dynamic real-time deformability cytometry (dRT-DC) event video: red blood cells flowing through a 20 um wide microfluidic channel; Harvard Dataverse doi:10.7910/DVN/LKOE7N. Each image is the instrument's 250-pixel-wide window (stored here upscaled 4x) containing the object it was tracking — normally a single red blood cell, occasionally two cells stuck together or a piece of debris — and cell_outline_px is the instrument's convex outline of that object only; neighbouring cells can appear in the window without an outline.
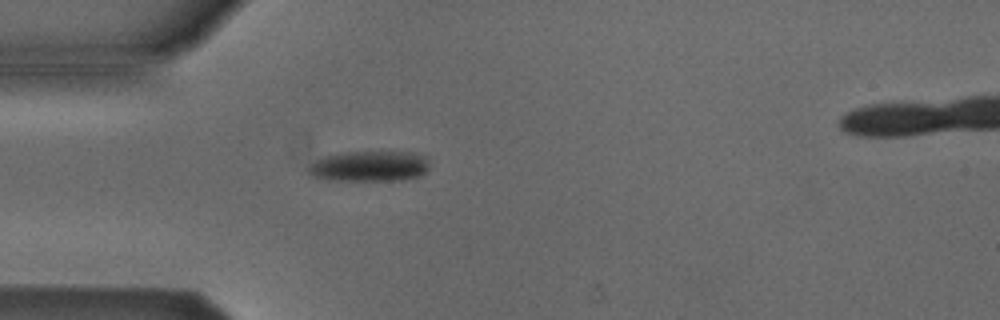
{"species": "Egyptian fruit bat (a non-hibernating species)", "species_latin": "Rousettus aegyptiacus", "temperature_condition": "cold", "stored_images_in_passage": 1, "camera_frame_rate_fps": 3000, "um_per_image_px": 0.085, "animal": {"sex": "male"}, "frame": {"image": 1, "passage_image": 1, "time_ms": 0.0, "image_size_px": [1000, 320], "cell_outline_px": [[428, 168], [420, 176], [404, 180], [328, 180], [308, 176], [308, 164], [324, 156], [344, 152], [412, 152], [428, 156]], "centroid_in_image_um": [31.38, 14.13], "position_along_channel_um": 53.6, "area_um2": 21.85}}